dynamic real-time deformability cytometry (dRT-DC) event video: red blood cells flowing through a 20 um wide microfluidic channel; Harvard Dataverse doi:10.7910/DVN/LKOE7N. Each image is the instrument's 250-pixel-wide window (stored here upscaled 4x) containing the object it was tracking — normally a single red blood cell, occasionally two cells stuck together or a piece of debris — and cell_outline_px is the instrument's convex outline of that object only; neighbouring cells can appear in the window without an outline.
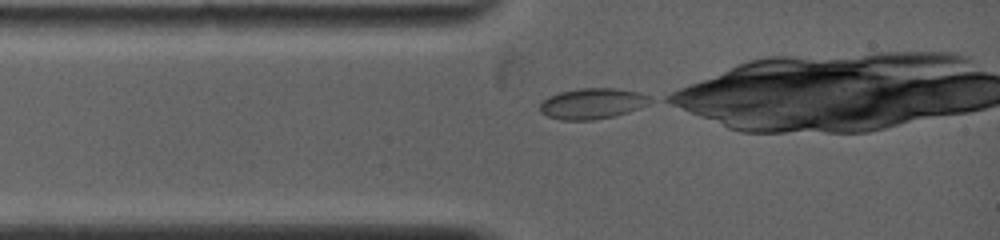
{"species": "common noctule bat (a hibernating species)", "species_latin": "Nyctalus noctula", "temperature_condition": "warm", "stored_images_in_passage": 27, "camera_frame_rate_fps": 5000, "um_per_image_px": 0.085, "animal": {"sex": "female", "body_mass_g": 19.0, "forearm_length_mm": 53.3}, "frame": {"image": 1, "passage_image": 1, "time_ms": 0.0, "image_size_px": [1000, 240], "cell_outline_px": [[656, 100], [640, 108], [628, 112], [612, 116], [592, 120], [560, 120], [548, 116], [540, 112], [540, 104], [548, 96], [560, 92], [580, 88], [616, 88], [640, 92]], "centroid_in_image_um": [50.38, 8.79], "position_along_channel_um": 34.6, "area_um2": 19.83}}
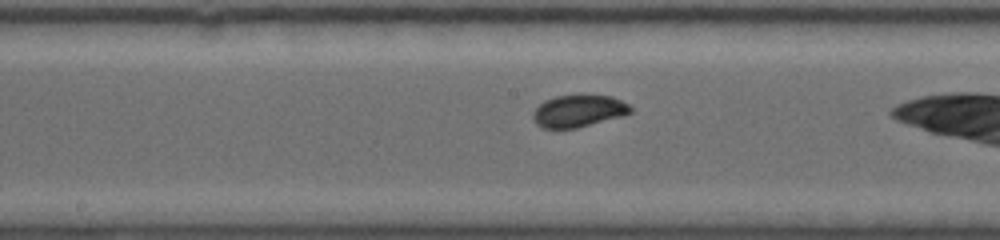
{"frame": {"image": 2, "passage_image": 11, "time_ms": 4.2, "image_size_px": [1000, 240], "cell_outline_px": [[632, 112], [624, 116], [576, 128], [544, 128], [536, 124], [532, 116], [532, 112], [544, 100], [556, 96], [580, 92], [612, 96], [628, 104], [632, 108]], "centroid_in_image_um": [49.19, 9.39], "position_along_channel_um": 199.0, "area_um2": 18.9}}
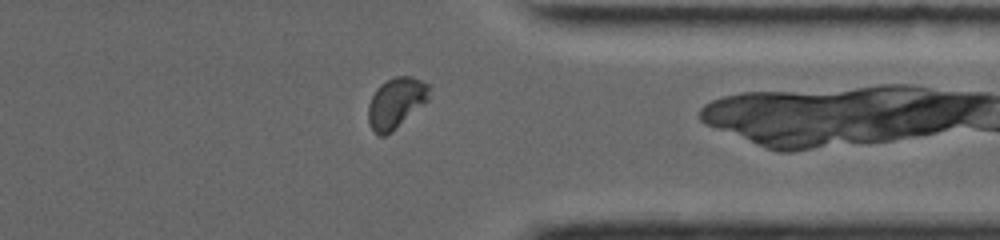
{"frame": {"image": 3, "passage_image": 21, "time_ms": 8.8, "image_size_px": [1000, 240], "cell_outline_px": [[428, 100], [392, 132], [384, 136], [380, 136], [372, 128], [368, 120], [368, 104], [376, 88], [380, 84], [392, 76], [412, 76], [428, 84]], "centroid_in_image_um": [33.63, 8.73], "position_along_channel_um": 377.8, "area_um2": 17.86}, "authors_computed_cell_mechanics": {"area_um2": 17.918, "velocity_mm_per_s": 3.9758, "shape_relaxation_time_tau1_ms": 3.4065, "shape_relaxation_time_tau2_ms": null, "deformation_change_tau1": 0.098, "deformation_change_tau2": null}}